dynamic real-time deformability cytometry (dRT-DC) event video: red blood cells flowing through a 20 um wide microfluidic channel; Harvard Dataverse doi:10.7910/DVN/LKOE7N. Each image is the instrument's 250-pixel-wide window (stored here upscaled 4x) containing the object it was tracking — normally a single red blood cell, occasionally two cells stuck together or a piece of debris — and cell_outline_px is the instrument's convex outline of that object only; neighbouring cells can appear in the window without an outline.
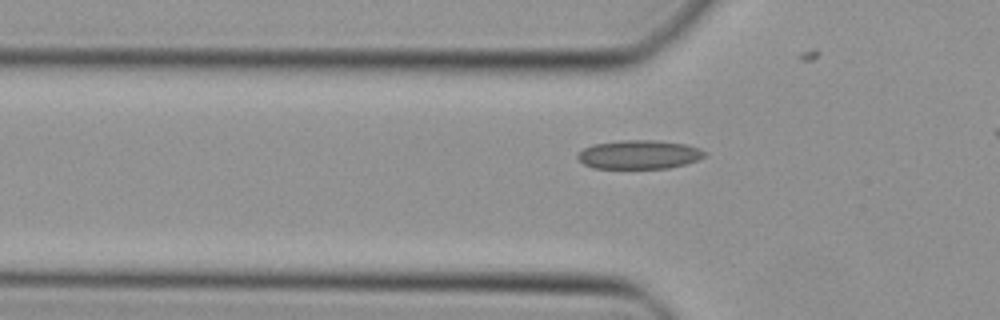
{"species": "Egyptian fruit bat (a non-hibernating species)", "species_latin": "Rousettus aegyptiacus", "temperature_condition": "cold", "stored_images_in_passage": 33, "camera_frame_rate_fps": 3000, "um_per_image_px": 0.085, "animal": {"sex": "female"}, "frame": {"image": 1, "passage_image": 5, "time_ms": 1.333, "image_size_px": [1000, 320], "cell_outline_px": [[708, 152], [704, 156], [696, 160], [684, 164], [668, 168], [592, 168], [584, 164], [576, 156], [584, 148], [592, 144], [620, 140], [656, 140], [684, 144], [700, 148]], "centroid_in_image_um": [54.31, 13.13], "position_along_channel_um": 71.5, "area_um2": 21.27}}
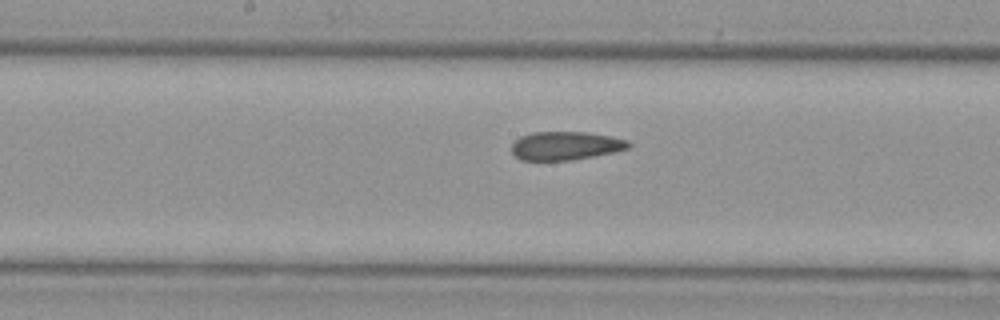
{"frame": {"image": 2, "passage_image": 14, "time_ms": 4.333, "image_size_px": [1000, 320], "cell_outline_px": [[632, 144], [628, 148], [612, 152], [572, 160], [520, 160], [512, 152], [512, 144], [520, 136], [532, 132], [588, 132], [628, 140]], "centroid_in_image_um": [48.05, 12.38], "position_along_channel_um": 200.1, "area_um2": 19.25}}
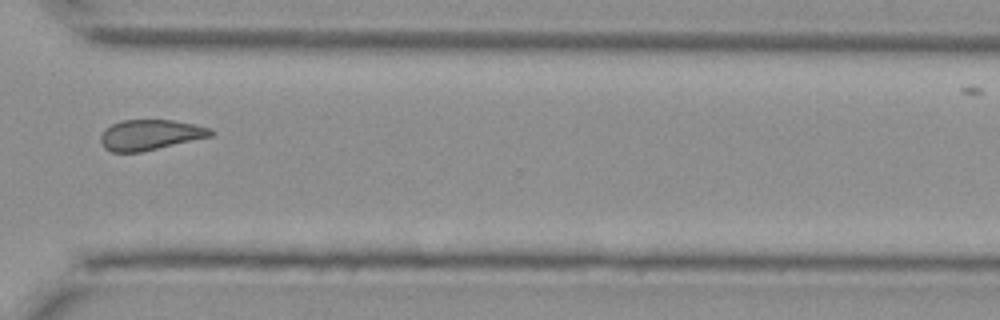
{"frame": {"image": 3, "passage_image": 25, "time_ms": 8.0, "image_size_px": [1000, 320], "cell_outline_px": [[216, 132], [212, 136], [140, 152], [112, 152], [104, 148], [100, 140], [100, 136], [104, 128], [112, 124], [124, 120], [172, 120], [212, 128]], "centroid_in_image_um": [12.76, 11.46], "position_along_channel_um": 357.8, "area_um2": 19.48}}